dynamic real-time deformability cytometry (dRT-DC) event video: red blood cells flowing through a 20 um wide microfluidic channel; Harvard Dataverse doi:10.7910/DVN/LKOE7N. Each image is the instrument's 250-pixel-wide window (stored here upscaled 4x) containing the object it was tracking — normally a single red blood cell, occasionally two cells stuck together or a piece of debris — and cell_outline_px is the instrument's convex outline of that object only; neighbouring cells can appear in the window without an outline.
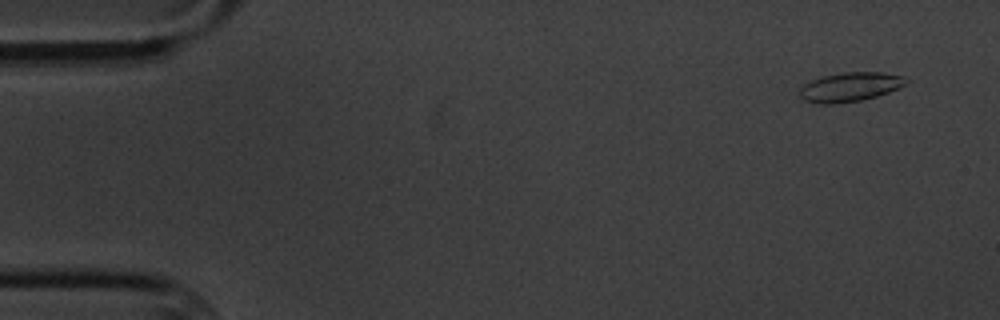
{"species": "common noctule bat (a hibernating species)", "species_latin": "Nyctalus noctula", "temperature_condition": "cold", "stored_images_in_passage": 7, "camera_frame_rate_fps": 3000, "um_per_image_px": 0.085, "animal": {"sex": "male", "body_mass_g": 20.1, "forearm_length_mm": 53.5}, "frame": {"image": 1, "passage_image": 1, "time_ms": 0.0, "image_size_px": [1000, 320], "cell_outline_px": [[908, 84], [888, 92], [864, 100], [832, 104], [820, 104], [804, 100], [800, 96], [800, 88], [804, 84], [812, 80], [824, 76], [844, 72], [884, 72], [904, 76], [908, 80]], "centroid_in_image_um": [72.28, 7.39], "position_along_channel_um": 12.7, "area_um2": 18.15}}
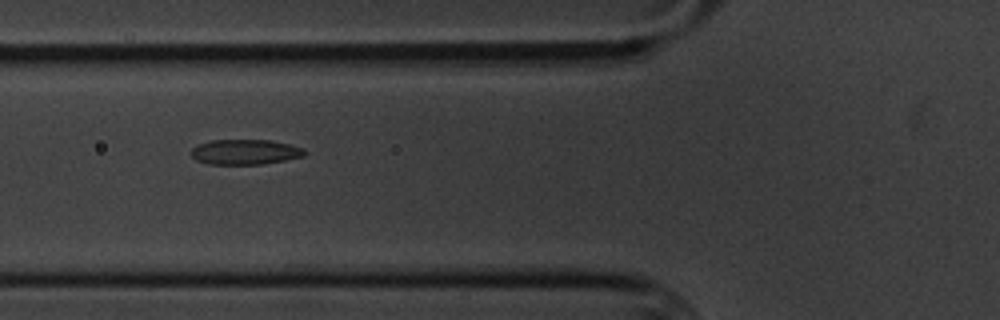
{"frame": {"image": 2, "passage_image": 6, "time_ms": 6.0, "image_size_px": [1000, 320], "cell_outline_px": [[308, 152], [304, 156], [284, 160], [260, 164], [208, 164], [196, 160], [188, 152], [196, 144], [208, 140], [268, 140], [288, 144], [304, 148]], "centroid_in_image_um": [20.78, 12.91], "position_along_channel_um": 105.0, "area_um2": 16.76}}
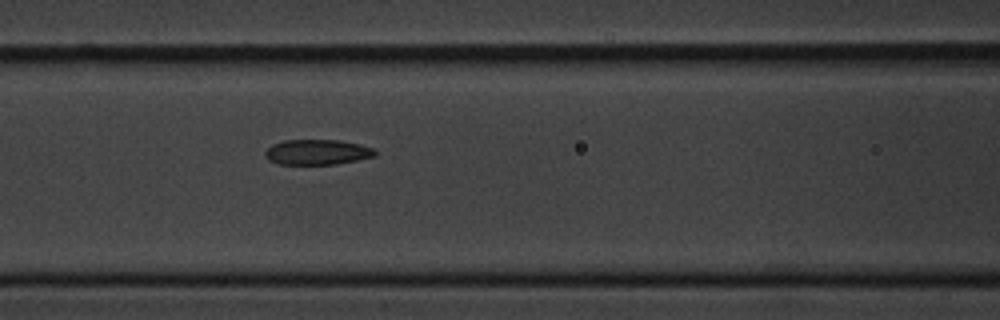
{"frame": {"image": 3, "passage_image": 7, "time_ms": 7.0, "image_size_px": [1000, 320], "cell_outline_px": [[376, 156], [336, 164], [276, 164], [268, 160], [264, 156], [264, 152], [272, 144], [284, 140], [340, 140], [360, 144], [372, 148], [376, 152]], "centroid_in_image_um": [26.93, 12.93], "position_along_channel_um": 139.7, "area_um2": 16.24}}